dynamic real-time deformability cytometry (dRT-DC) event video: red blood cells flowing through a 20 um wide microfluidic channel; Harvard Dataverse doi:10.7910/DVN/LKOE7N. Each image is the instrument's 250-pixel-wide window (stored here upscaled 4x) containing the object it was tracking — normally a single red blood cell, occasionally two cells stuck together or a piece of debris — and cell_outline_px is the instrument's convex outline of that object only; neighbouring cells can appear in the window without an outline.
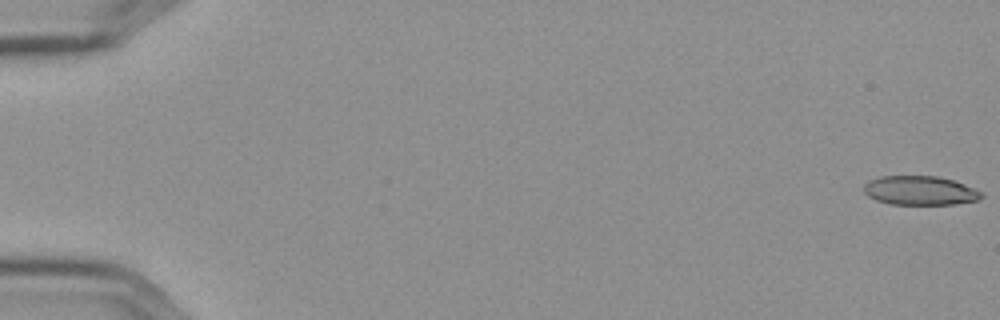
{"species": "Egyptian fruit bat (a non-hibernating species)", "species_latin": "Rousettus aegyptiacus", "temperature_condition": "cold", "stored_images_in_passage": 17, "camera_frame_rate_fps": 3000, "um_per_image_px": 0.085, "frame": {"image": 1, "passage_image": 1, "time_ms": 0.0, "image_size_px": [1000, 320], "cell_outline_px": [[984, 196], [976, 200], [956, 204], [892, 204], [876, 200], [868, 196], [864, 192], [864, 184], [868, 180], [880, 176], [936, 176], [952, 180], [964, 184], [984, 192]], "centroid_in_image_um": [78.2, 16.19], "position_along_channel_um": 6.8, "area_um2": 19.94}}